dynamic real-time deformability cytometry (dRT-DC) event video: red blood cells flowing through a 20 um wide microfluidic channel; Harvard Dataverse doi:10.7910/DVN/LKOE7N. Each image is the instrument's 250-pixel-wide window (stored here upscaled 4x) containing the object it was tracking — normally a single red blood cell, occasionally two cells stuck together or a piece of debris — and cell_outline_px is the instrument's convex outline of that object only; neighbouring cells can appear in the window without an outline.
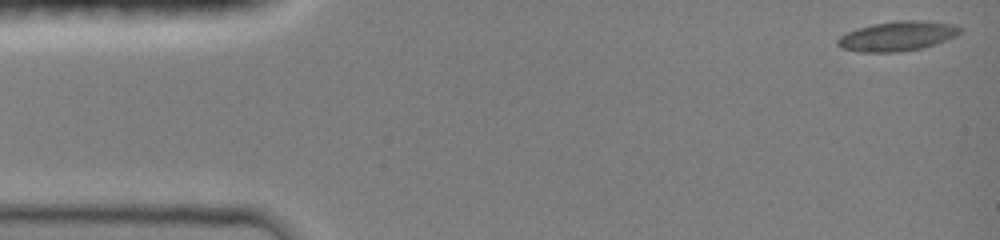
{"species": "common noctule bat (a hibernating species)", "species_latin": "Nyctalus noctula", "temperature_condition": "room temperature", "stored_images_in_passage": 27, "camera_frame_rate_fps": 3000, "um_per_image_px": 0.085, "animal": {"sex": "female", "body_mass_g": 19.0, "forearm_length_mm": 51.5}, "frame": {"image": 1, "passage_image": 1, "time_ms": 0.0, "image_size_px": [1000, 240], "cell_outline_px": [[964, 28], [956, 36], [924, 48], [900, 52], [860, 52], [840, 48], [836, 44], [836, 40], [840, 36], [856, 28], [872, 24], [896, 20], [924, 20], [956, 24]], "centroid_in_image_um": [76.29, 3.06], "position_along_channel_um": 8.7, "area_um2": 21.56}}
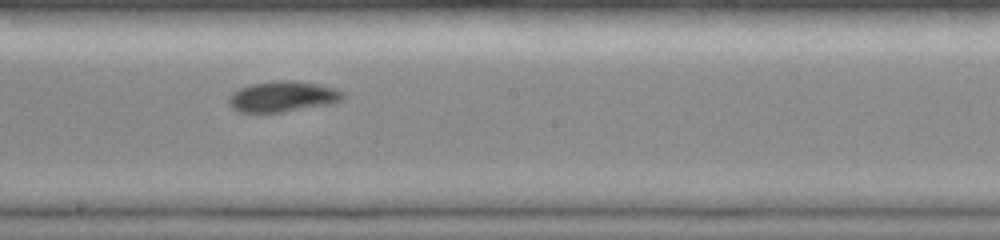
{"frame": {"image": 2, "passage_image": 16, "time_ms": 8.0, "image_size_px": [1000, 240], "cell_outline_px": [[344, 96], [340, 100], [328, 104], [280, 112], [240, 112], [232, 108], [228, 104], [228, 100], [232, 92], [240, 88], [252, 84], [276, 80], [292, 80], [320, 84], [336, 88], [344, 92]], "centroid_in_image_um": [24.01, 8.19], "position_along_channel_um": 224.2, "area_um2": 20.29}}
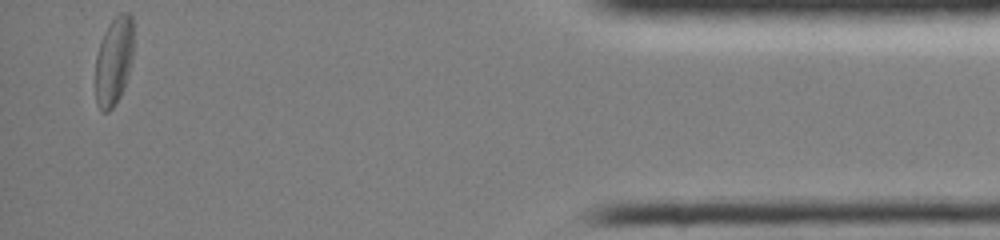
{"frame": {"image": 3, "passage_image": 27, "time_ms": 14.333, "image_size_px": [1000, 240], "cell_outline_px": [[132, 60], [128, 76], [124, 88], [116, 104], [108, 112], [100, 112], [96, 104], [96, 56], [100, 40], [108, 24], [120, 12], [128, 12], [132, 16]], "centroid_in_image_um": [9.66, 5.21], "position_along_channel_um": 425.5, "area_um2": 19.83}, "authors_computed_cell_mechanics": {"area_um2": 19.8254, "velocity_mm_per_s": 4.1103, "shape_relaxation_time_tau1_ms": 4.8253, "shape_relaxation_time_tau2_ms": 2.6673, "deformation_change_tau1": 0.1554, "deformation_change_tau2": 0.0626}}